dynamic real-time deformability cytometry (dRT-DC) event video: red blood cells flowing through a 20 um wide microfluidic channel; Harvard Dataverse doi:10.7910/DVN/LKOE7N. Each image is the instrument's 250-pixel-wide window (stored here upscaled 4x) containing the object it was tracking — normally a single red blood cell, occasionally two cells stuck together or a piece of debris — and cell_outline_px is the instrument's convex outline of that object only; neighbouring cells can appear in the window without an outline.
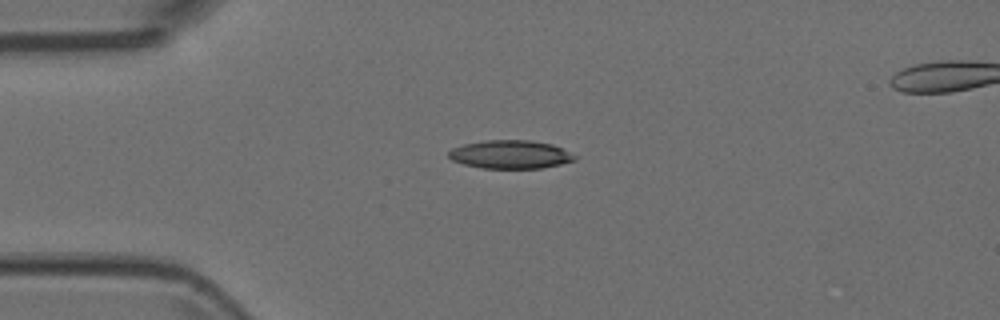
{"species": "Egyptian fruit bat (a non-hibernating species)", "species_latin": "Rousettus aegyptiacus", "temperature_condition": "room temperature", "stored_images_in_passage": 7, "camera_frame_rate_fps": 3000, "um_per_image_px": 0.085, "animal": {"sex": "female"}, "frame": {"image": 1, "passage_image": 1, "time_ms": 0.0, "image_size_px": [1000, 320], "cell_outline_px": [[580, 156], [576, 160], [560, 164], [540, 168], [484, 168], [464, 164], [452, 160], [448, 156], [448, 152], [452, 148], [464, 144], [484, 140], [532, 140], [552, 144]], "centroid_in_image_um": [43.42, 13.12], "position_along_channel_um": 41.6, "area_um2": 20.92}}
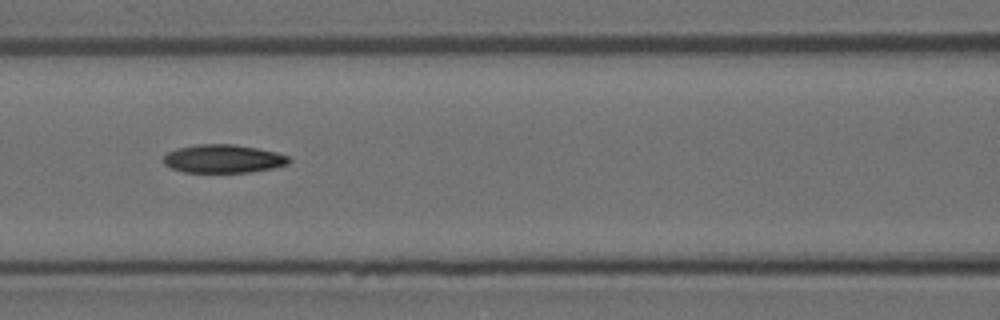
{"frame": {"image": 2, "passage_image": 4, "time_ms": 1.0, "image_size_px": [1000, 320], "cell_outline_px": [[292, 160], [288, 164], [272, 168], [252, 172], [184, 172], [172, 168], [164, 164], [164, 156], [168, 152], [176, 148], [196, 144], [236, 144], [276, 152], [288, 156]], "centroid_in_image_um": [18.98, 13.49], "position_along_channel_um": 147.6, "area_um2": 20.75}}
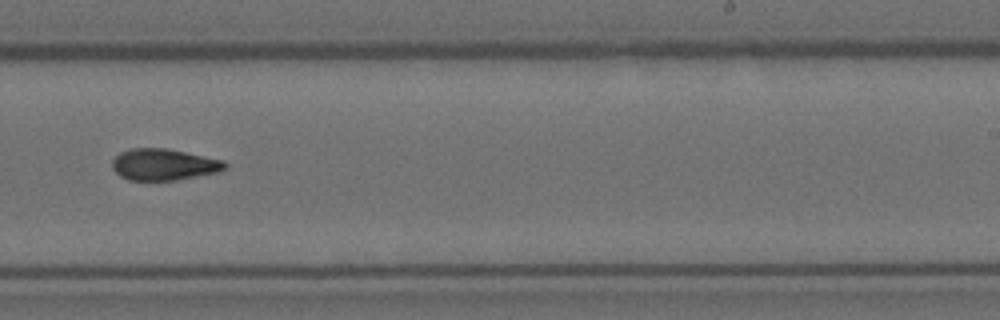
{"frame": {"image": 3, "passage_image": 7, "time_ms": 2.0, "image_size_px": [1000, 320], "cell_outline_px": [[228, 168], [220, 172], [176, 180], [128, 180], [120, 176], [112, 168], [112, 160], [120, 152], [128, 148], [168, 148], [224, 160], [228, 164]], "centroid_in_image_um": [13.95, 13.98], "position_along_channel_um": 275.0, "area_um2": 20.98}}